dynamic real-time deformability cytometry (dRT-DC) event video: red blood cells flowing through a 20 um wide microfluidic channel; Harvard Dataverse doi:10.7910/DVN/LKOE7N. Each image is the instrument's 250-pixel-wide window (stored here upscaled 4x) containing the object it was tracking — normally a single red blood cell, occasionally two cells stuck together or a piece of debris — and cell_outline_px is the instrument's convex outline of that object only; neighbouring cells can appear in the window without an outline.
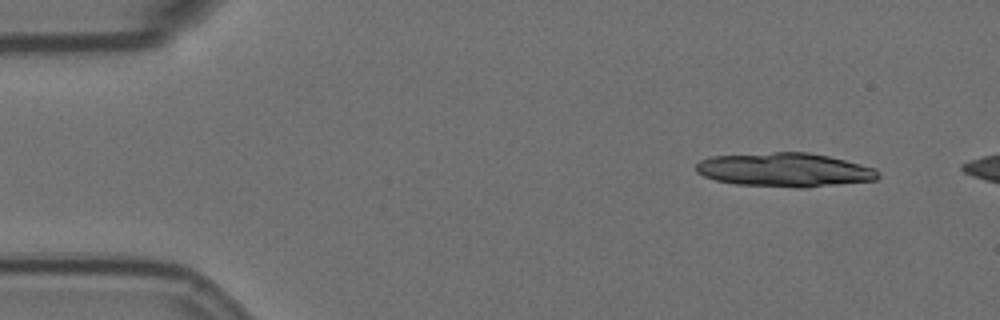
{"species": "Egyptian fruit bat (a non-hibernating species)", "species_latin": "Rousettus aegyptiacus", "temperature_condition": "room temperature", "stored_images_in_passage": 7, "camera_frame_rate_fps": 3000, "um_per_image_px": 0.085, "animal": {"sex": "female"}, "frame": {"image": 1, "passage_image": 1, "time_ms": 0.0, "image_size_px": [1000, 320], "cell_outline_px": [[880, 176], [876, 180], [808, 188], [796, 188], [736, 184], [716, 180], [704, 176], [696, 172], [696, 164], [700, 160], [712, 156], [772, 152], [808, 152], [828, 156], [876, 168]], "centroid_in_image_um": [66.71, 14.44], "position_along_channel_um": 18.3, "area_um2": 36.18}}